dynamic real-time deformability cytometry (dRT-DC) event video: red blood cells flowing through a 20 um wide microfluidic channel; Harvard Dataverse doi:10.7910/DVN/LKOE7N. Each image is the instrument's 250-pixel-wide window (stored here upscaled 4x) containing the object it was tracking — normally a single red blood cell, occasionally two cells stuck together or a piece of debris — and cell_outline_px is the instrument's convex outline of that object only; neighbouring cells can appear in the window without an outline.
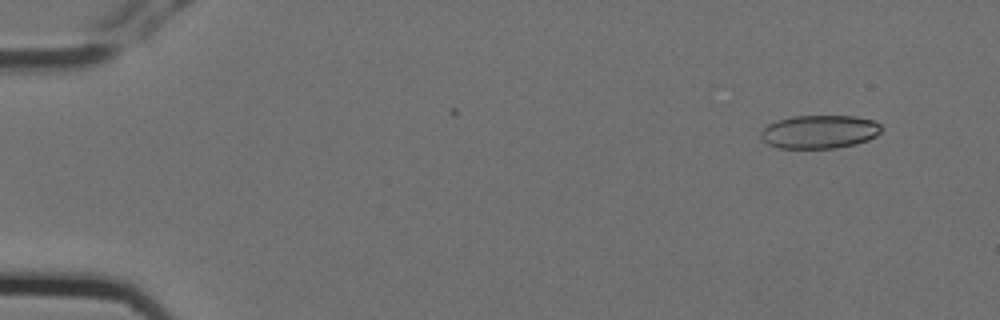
{"species": "Egyptian fruit bat (a non-hibernating species)", "species_latin": "Rousettus aegyptiacus", "temperature_condition": "cold", "stored_images_in_passage": 2, "camera_frame_rate_fps": 3000, "um_per_image_px": 0.085, "animal": {"sex": "female"}, "frame": {"image": 1, "passage_image": 1, "time_ms": 0.0, "image_size_px": [1000, 320], "cell_outline_px": [[884, 128], [876, 136], [868, 140], [856, 144], [836, 148], [780, 148], [768, 144], [760, 136], [760, 132], [768, 124], [776, 120], [792, 116], [856, 116], [872, 120], [880, 124]], "centroid_in_image_um": [69.67, 11.2], "position_along_channel_um": 15.3, "area_um2": 23.58}}